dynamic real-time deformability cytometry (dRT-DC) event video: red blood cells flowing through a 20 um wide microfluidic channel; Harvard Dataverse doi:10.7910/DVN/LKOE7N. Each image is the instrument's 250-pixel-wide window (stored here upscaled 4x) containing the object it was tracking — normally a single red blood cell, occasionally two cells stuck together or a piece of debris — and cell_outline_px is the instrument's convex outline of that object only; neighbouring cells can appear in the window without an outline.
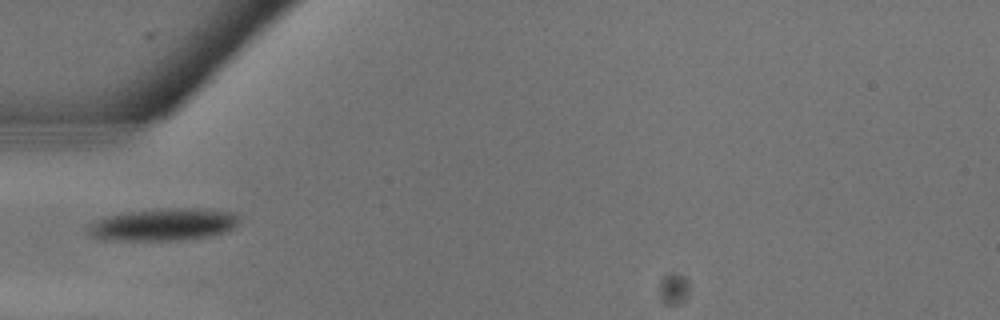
{"species": "common noctule bat (a hibernating species)", "species_latin": "Nyctalus noctula", "temperature_condition": "warm", "stored_images_in_passage": 11, "camera_frame_rate_fps": 3000, "um_per_image_px": 0.085, "animal": {"sex": "male", "body_mass_g": 13.3}, "frame": {"image": 1, "passage_image": 10, "time_ms": 3.0, "image_size_px": [1000, 320], "cell_outline_px": [[240, 216], [236, 224], [232, 228], [224, 232], [212, 236], [180, 240], [112, 240], [92, 236], [88, 232], [88, 228], [96, 220], [108, 216], [128, 212], [160, 208], [212, 208], [236, 212]], "centroid_in_image_um": [13.99, 19.07], "position_along_channel_um": 71.0, "area_um2": 28.5}}